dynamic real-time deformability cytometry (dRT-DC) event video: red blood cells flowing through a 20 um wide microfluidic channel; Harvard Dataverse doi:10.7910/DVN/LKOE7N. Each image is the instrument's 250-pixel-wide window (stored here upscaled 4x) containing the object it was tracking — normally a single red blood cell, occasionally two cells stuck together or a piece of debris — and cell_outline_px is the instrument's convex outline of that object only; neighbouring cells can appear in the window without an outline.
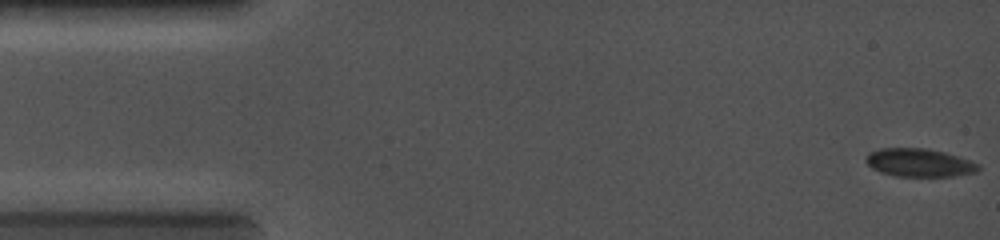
{"species": "common noctule bat (a hibernating species)", "species_latin": "Nyctalus noctula", "temperature_condition": "cold", "stored_images_in_passage": 9, "camera_frame_rate_fps": 5000, "um_per_image_px": 0.085, "animal": {"sex": "female", "body_mass_g": 19.0, "forearm_length_mm": 56.7}, "frame": {"image": 1, "passage_image": 1, "time_ms": 0.0, "image_size_px": [1000, 240], "cell_outline_px": [[980, 168], [976, 172], [956, 176], [896, 176], [880, 172], [872, 168], [864, 160], [868, 152], [880, 148], [928, 148], [944, 152], [980, 164]], "centroid_in_image_um": [78.11, 13.82], "position_along_channel_um": 6.9, "area_um2": 18.5}}
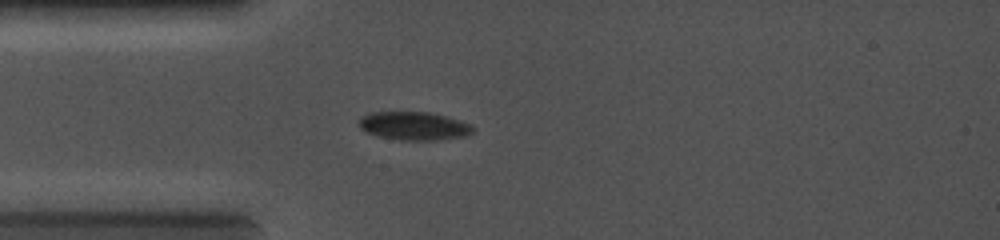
{"frame": {"image": 2, "passage_image": 6, "time_ms": 3.4, "image_size_px": [1000, 240], "cell_outline_px": [[472, 132], [468, 136], [436, 140], [400, 140], [376, 136], [360, 128], [360, 116], [368, 112], [428, 112], [460, 120], [472, 124]], "centroid_in_image_um": [35.18, 10.7], "position_along_channel_um": 49.8, "area_um2": 18.84}}
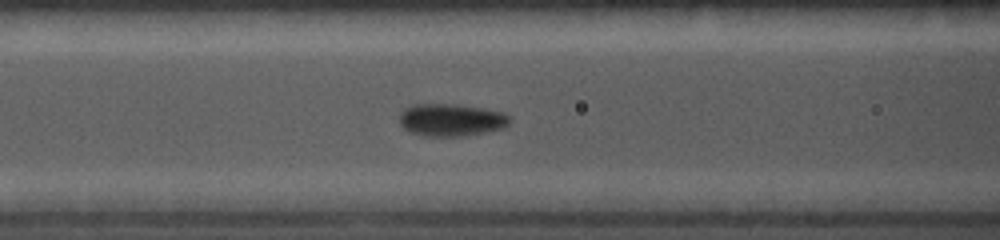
{"frame": {"image": 3, "passage_image": 9, "time_ms": 5.2, "image_size_px": [1000, 240], "cell_outline_px": [[512, 120], [504, 128], [488, 132], [460, 136], [424, 136], [408, 132], [400, 124], [400, 112], [404, 108], [412, 104], [456, 104], [484, 108], [504, 112]], "centroid_in_image_um": [38.35, 10.19], "position_along_channel_um": 128.3, "area_um2": 21.15}}